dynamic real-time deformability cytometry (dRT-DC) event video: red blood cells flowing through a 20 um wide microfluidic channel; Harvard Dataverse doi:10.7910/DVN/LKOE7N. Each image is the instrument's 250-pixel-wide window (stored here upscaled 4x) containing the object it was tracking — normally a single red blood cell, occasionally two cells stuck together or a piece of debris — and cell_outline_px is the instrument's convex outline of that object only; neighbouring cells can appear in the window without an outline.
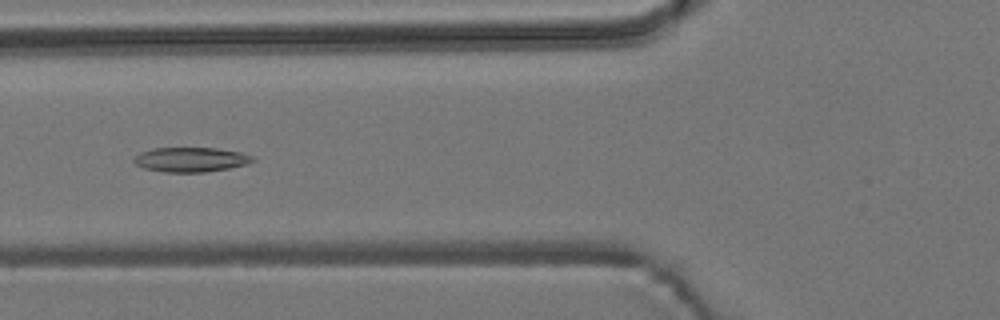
{"species": "common noctule bat (a hibernating species)", "species_latin": "Nyctalus noctula", "temperature_condition": "room temperature", "stored_images_in_passage": 7, "camera_frame_rate_fps": 3000, "um_per_image_px": 0.085, "animal": {"sex": "male", "body_mass_g": 19.2, "forearm_length_mm": 51.8}, "frame": {"image": 1, "passage_image": 2, "time_ms": 0.333, "image_size_px": [1000, 320], "cell_outline_px": [[256, 160], [248, 164], [228, 168], [204, 172], [164, 172], [144, 168], [136, 164], [132, 160], [140, 152], [152, 148], [216, 148], [240, 152], [252, 156]], "centroid_in_image_um": [16.21, 13.56], "position_along_channel_um": 109.6, "area_um2": 16.99}}
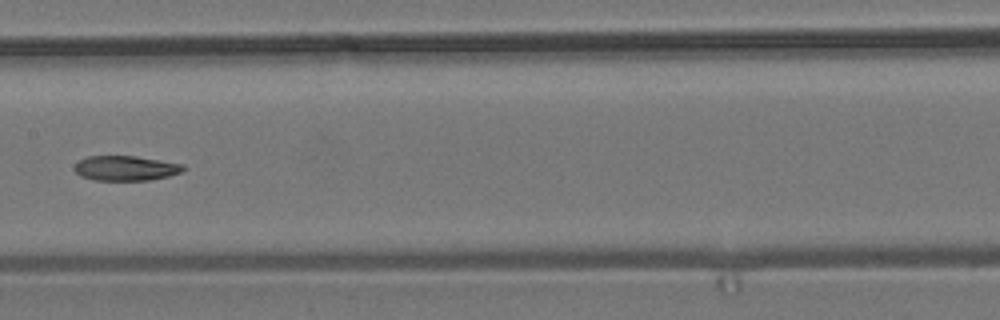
{"frame": {"image": 2, "passage_image": 4, "time_ms": 1.0, "image_size_px": [1000, 320], "cell_outline_px": [[188, 168], [180, 172], [168, 176], [148, 180], [92, 180], [80, 176], [76, 172], [76, 164], [80, 160], [88, 156], [136, 156], [184, 164]], "centroid_in_image_um": [10.71, 14.29], "position_along_channel_um": 196.7, "area_um2": 15.72}}
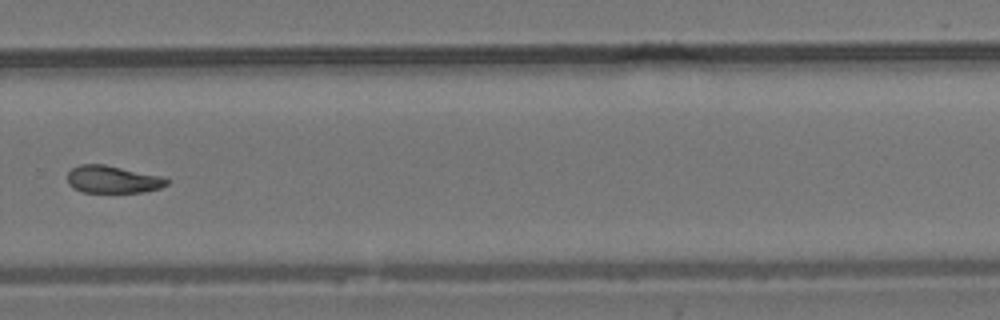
{"frame": {"image": 3, "passage_image": 7, "time_ms": 2.0, "image_size_px": [1000, 320], "cell_outline_px": [[172, 180], [168, 184], [160, 188], [140, 192], [84, 192], [68, 184], [68, 172], [72, 168], [80, 164], [104, 164], [164, 176]], "centroid_in_image_um": [9.64, 15.24], "position_along_channel_um": 320.2, "area_um2": 15.95}}